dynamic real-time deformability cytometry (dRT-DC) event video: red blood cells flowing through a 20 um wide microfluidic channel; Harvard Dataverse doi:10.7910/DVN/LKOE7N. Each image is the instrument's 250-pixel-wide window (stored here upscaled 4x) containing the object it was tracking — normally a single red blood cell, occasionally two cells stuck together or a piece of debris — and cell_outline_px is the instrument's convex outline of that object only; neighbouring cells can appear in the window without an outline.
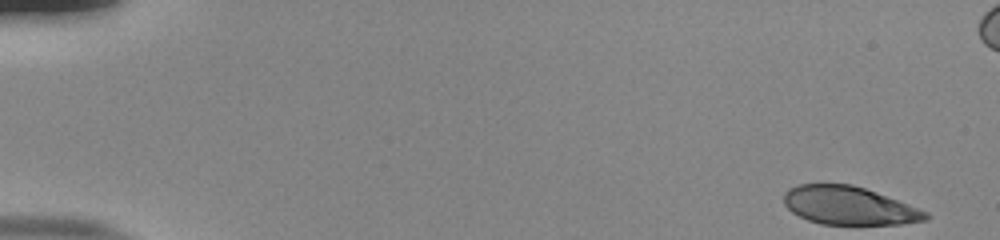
{"species": "human", "species_latin": "Homo sapiens", "temperature_condition": "room temperature", "stored_images_in_passage": 54, "camera_frame_rate_fps": 3000, "um_per_image_px": 0.085, "donor": {"sex": "male"}, "frame": {"image": 1, "passage_image": 1, "time_ms": 0.0, "image_size_px": [1000, 240], "cell_outline_px": [[928, 216], [924, 220], [900, 224], [820, 224], [808, 220], [792, 212], [784, 204], [784, 192], [788, 188], [800, 184], [852, 184], [864, 188], [928, 212]], "centroid_in_image_um": [72.1, 17.47], "position_along_channel_um": 12.9, "area_um2": 31.15}}
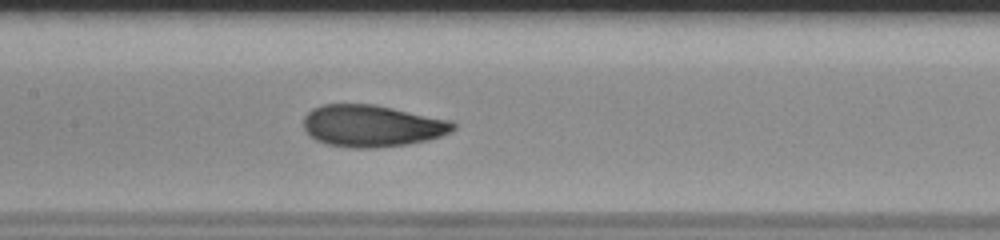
{"frame": {"image": 2, "passage_image": 26, "time_ms": 8.333, "image_size_px": [1000, 240], "cell_outline_px": [[456, 128], [452, 132], [428, 140], [408, 144], [376, 148], [352, 148], [328, 144], [316, 140], [304, 128], [304, 116], [312, 108], [324, 104], [376, 104], [452, 120], [456, 124]], "centroid_in_image_um": [31.66, 10.69], "position_along_channel_um": 175.7, "area_um2": 36.76}}
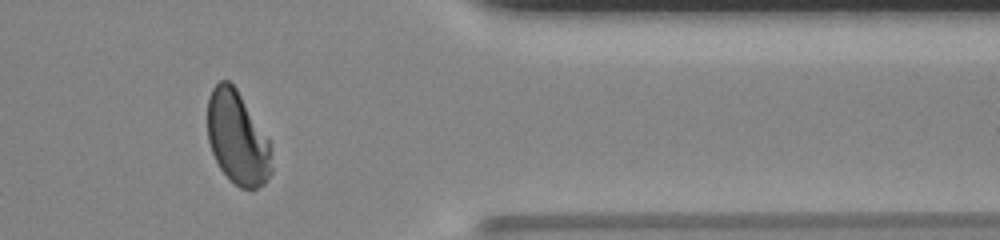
{"frame": {"image": 3, "passage_image": 44, "time_ms": 14.333, "image_size_px": [1000, 240], "cell_outline_px": [[272, 172], [264, 184], [256, 188], [240, 188], [220, 168], [212, 152], [208, 140], [208, 96], [212, 88], [220, 80], [228, 80], [236, 88], [268, 140], [272, 168]], "centroid_in_image_um": [20.16, 11.72], "position_along_channel_um": 391.2, "area_um2": 34.16}, "authors_computed_cell_mechanics": {"area_um2": 35.4025, "velocity_mm_per_s": 3.8338, "shape_relaxation_time_tau1_ms": 3.848, "shape_relaxation_time_tau2_ms": null, "deformation_change_tau1": 0.1713, "deformation_change_tau2": null}}